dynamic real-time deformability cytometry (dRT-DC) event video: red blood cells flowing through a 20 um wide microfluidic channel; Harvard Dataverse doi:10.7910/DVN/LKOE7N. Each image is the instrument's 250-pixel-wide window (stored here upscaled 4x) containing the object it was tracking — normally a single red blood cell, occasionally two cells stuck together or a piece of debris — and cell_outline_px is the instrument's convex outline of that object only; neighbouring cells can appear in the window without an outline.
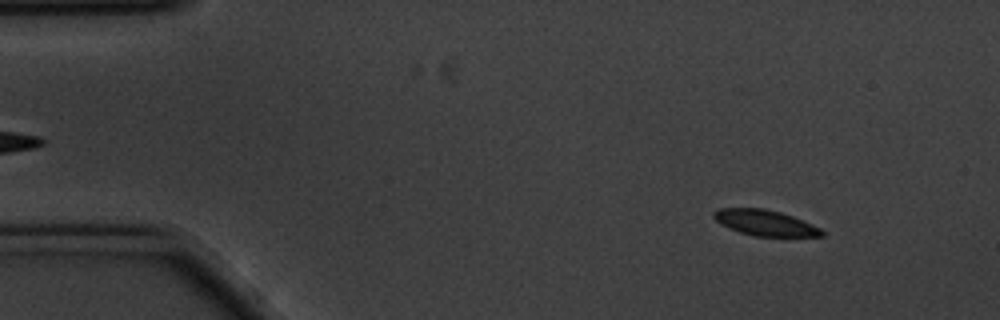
{"species": "common noctule bat (a hibernating species)", "species_latin": "Nyctalus noctula", "temperature_condition": "cold", "stored_images_in_passage": 57, "camera_frame_rate_fps": 3000, "um_per_image_px": 0.085, "animal": {"sex": "male", "body_mass_g": 20.1, "forearm_length_mm": 53.5}, "frame": {"image": 1, "passage_image": 6, "time_ms": 1.667, "image_size_px": [1000, 320], "cell_outline_px": [[824, 236], [752, 236], [728, 228], [720, 224], [712, 216], [712, 212], [720, 208], [764, 208], [780, 212], [792, 216], [812, 224], [820, 228], [824, 232]], "centroid_in_image_um": [65.0, 18.93], "position_along_channel_um": 20.0, "area_um2": 16.18}}
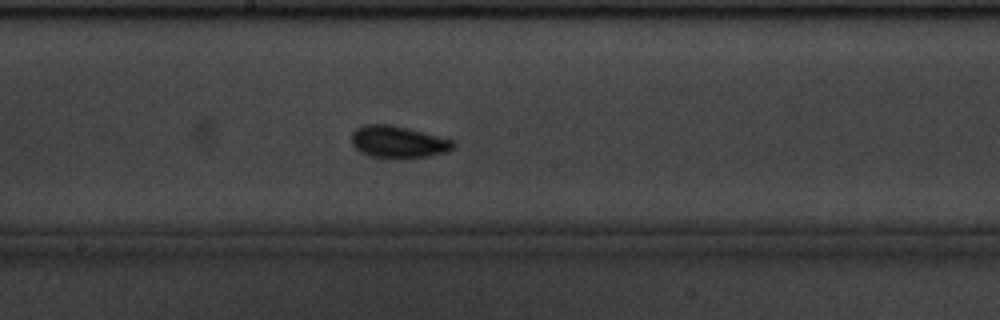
{"frame": {"image": 2, "passage_image": 30, "time_ms": 9.667, "image_size_px": [1000, 320], "cell_outline_px": [[456, 148], [448, 152], [428, 156], [404, 160], [400, 160], [372, 156], [356, 148], [352, 144], [352, 132], [356, 128], [364, 124], [388, 124], [408, 128], [456, 140]], "centroid_in_image_um": [33.92, 12.08], "position_along_channel_um": 214.3, "area_um2": 19.48}}
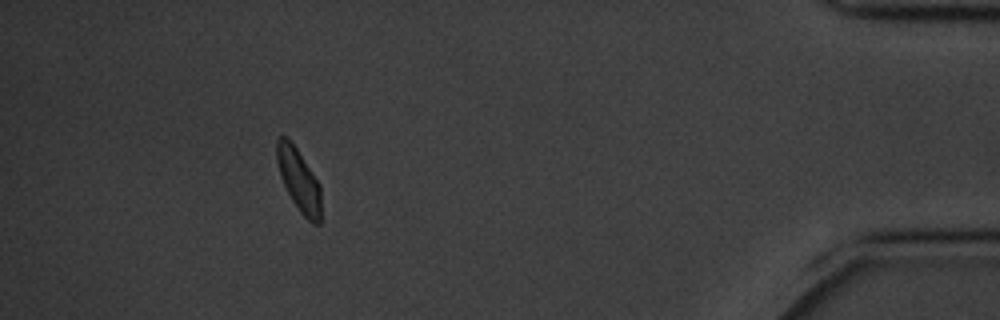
{"frame": {"image": 3, "passage_image": 52, "time_ms": 17.0, "image_size_px": [1000, 320], "cell_outline_px": [[320, 224], [312, 224], [300, 212], [292, 200], [280, 176], [276, 160], [276, 140], [280, 136], [288, 136], [320, 184]], "centroid_in_image_um": [25.38, 15.28], "position_along_channel_um": 409.8, "area_um2": 16.07}, "authors_computed_cell_mechanics": {"area_um2": 16.9932, "velocity_mm_per_s": 3.4509, "shape_relaxation_time_tau1_ms": null, "shape_relaxation_time_tau2_ms": 5.972, "deformation_change_tau1": null, "deformation_change_tau2": 0.0669}}